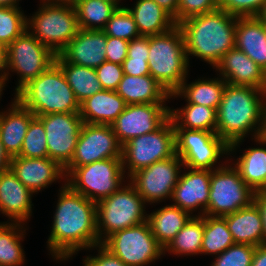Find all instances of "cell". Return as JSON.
<instances>
[{
  "label": "cell",
  "instance_id": "cell-1",
  "mask_svg": "<svg viewBox=\"0 0 266 266\" xmlns=\"http://www.w3.org/2000/svg\"><path fill=\"white\" fill-rule=\"evenodd\" d=\"M47 248L56 261H65L83 249H93L98 239L96 202L62 184Z\"/></svg>",
  "mask_w": 266,
  "mask_h": 266
},
{
  "label": "cell",
  "instance_id": "cell-2",
  "mask_svg": "<svg viewBox=\"0 0 266 266\" xmlns=\"http://www.w3.org/2000/svg\"><path fill=\"white\" fill-rule=\"evenodd\" d=\"M216 113V134L229 145L230 155L249 133L254 138L266 134V90L226 83Z\"/></svg>",
  "mask_w": 266,
  "mask_h": 266
},
{
  "label": "cell",
  "instance_id": "cell-3",
  "mask_svg": "<svg viewBox=\"0 0 266 266\" xmlns=\"http://www.w3.org/2000/svg\"><path fill=\"white\" fill-rule=\"evenodd\" d=\"M237 17L221 9L190 17L178 24L186 54L209 63L212 68L235 47Z\"/></svg>",
  "mask_w": 266,
  "mask_h": 266
},
{
  "label": "cell",
  "instance_id": "cell-4",
  "mask_svg": "<svg viewBox=\"0 0 266 266\" xmlns=\"http://www.w3.org/2000/svg\"><path fill=\"white\" fill-rule=\"evenodd\" d=\"M14 98L35 116L80 110V103L56 62L23 86Z\"/></svg>",
  "mask_w": 266,
  "mask_h": 266
},
{
  "label": "cell",
  "instance_id": "cell-5",
  "mask_svg": "<svg viewBox=\"0 0 266 266\" xmlns=\"http://www.w3.org/2000/svg\"><path fill=\"white\" fill-rule=\"evenodd\" d=\"M189 61L183 32L177 24L164 33L149 36L150 76L169 94L187 78Z\"/></svg>",
  "mask_w": 266,
  "mask_h": 266
},
{
  "label": "cell",
  "instance_id": "cell-6",
  "mask_svg": "<svg viewBox=\"0 0 266 266\" xmlns=\"http://www.w3.org/2000/svg\"><path fill=\"white\" fill-rule=\"evenodd\" d=\"M146 203L129 182L96 203L98 239L147 221Z\"/></svg>",
  "mask_w": 266,
  "mask_h": 266
},
{
  "label": "cell",
  "instance_id": "cell-7",
  "mask_svg": "<svg viewBox=\"0 0 266 266\" xmlns=\"http://www.w3.org/2000/svg\"><path fill=\"white\" fill-rule=\"evenodd\" d=\"M40 6L32 17L27 18L26 28L58 55L79 30L76 9L72 4L42 2Z\"/></svg>",
  "mask_w": 266,
  "mask_h": 266
},
{
  "label": "cell",
  "instance_id": "cell-8",
  "mask_svg": "<svg viewBox=\"0 0 266 266\" xmlns=\"http://www.w3.org/2000/svg\"><path fill=\"white\" fill-rule=\"evenodd\" d=\"M175 154V130L169 117L157 130L132 138L122 146L124 173L129 178L136 171Z\"/></svg>",
  "mask_w": 266,
  "mask_h": 266
},
{
  "label": "cell",
  "instance_id": "cell-9",
  "mask_svg": "<svg viewBox=\"0 0 266 266\" xmlns=\"http://www.w3.org/2000/svg\"><path fill=\"white\" fill-rule=\"evenodd\" d=\"M125 177L122 159L109 158L75 167L66 176V183L75 192L97 203L117 191Z\"/></svg>",
  "mask_w": 266,
  "mask_h": 266
},
{
  "label": "cell",
  "instance_id": "cell-10",
  "mask_svg": "<svg viewBox=\"0 0 266 266\" xmlns=\"http://www.w3.org/2000/svg\"><path fill=\"white\" fill-rule=\"evenodd\" d=\"M174 130L176 154L182 160L184 168L212 171L224 165L217 161L222 156L229 155V145L216 132L186 128Z\"/></svg>",
  "mask_w": 266,
  "mask_h": 266
},
{
  "label": "cell",
  "instance_id": "cell-11",
  "mask_svg": "<svg viewBox=\"0 0 266 266\" xmlns=\"http://www.w3.org/2000/svg\"><path fill=\"white\" fill-rule=\"evenodd\" d=\"M254 191L241 178L230 163L211 171L210 193L205 215L225 216L249 206Z\"/></svg>",
  "mask_w": 266,
  "mask_h": 266
},
{
  "label": "cell",
  "instance_id": "cell-12",
  "mask_svg": "<svg viewBox=\"0 0 266 266\" xmlns=\"http://www.w3.org/2000/svg\"><path fill=\"white\" fill-rule=\"evenodd\" d=\"M101 244L127 266H147L164 255V249L152 234L148 221L118 230Z\"/></svg>",
  "mask_w": 266,
  "mask_h": 266
},
{
  "label": "cell",
  "instance_id": "cell-13",
  "mask_svg": "<svg viewBox=\"0 0 266 266\" xmlns=\"http://www.w3.org/2000/svg\"><path fill=\"white\" fill-rule=\"evenodd\" d=\"M56 55L27 29L6 47L7 71L19 75L15 94L55 62Z\"/></svg>",
  "mask_w": 266,
  "mask_h": 266
},
{
  "label": "cell",
  "instance_id": "cell-14",
  "mask_svg": "<svg viewBox=\"0 0 266 266\" xmlns=\"http://www.w3.org/2000/svg\"><path fill=\"white\" fill-rule=\"evenodd\" d=\"M184 164L175 154L166 160L158 161L133 173L127 182H130L145 203H160L171 199L173 189L182 172Z\"/></svg>",
  "mask_w": 266,
  "mask_h": 266
},
{
  "label": "cell",
  "instance_id": "cell-15",
  "mask_svg": "<svg viewBox=\"0 0 266 266\" xmlns=\"http://www.w3.org/2000/svg\"><path fill=\"white\" fill-rule=\"evenodd\" d=\"M121 157L122 145L111 125L83 123L74 156L64 168L65 175L67 176L75 167Z\"/></svg>",
  "mask_w": 266,
  "mask_h": 266
},
{
  "label": "cell",
  "instance_id": "cell-16",
  "mask_svg": "<svg viewBox=\"0 0 266 266\" xmlns=\"http://www.w3.org/2000/svg\"><path fill=\"white\" fill-rule=\"evenodd\" d=\"M45 129L49 158L65 168L72 160L83 120L79 112L36 116Z\"/></svg>",
  "mask_w": 266,
  "mask_h": 266
},
{
  "label": "cell",
  "instance_id": "cell-17",
  "mask_svg": "<svg viewBox=\"0 0 266 266\" xmlns=\"http://www.w3.org/2000/svg\"><path fill=\"white\" fill-rule=\"evenodd\" d=\"M169 109L166 104L126 105L111 125L119 143L157 130L169 118Z\"/></svg>",
  "mask_w": 266,
  "mask_h": 266
},
{
  "label": "cell",
  "instance_id": "cell-18",
  "mask_svg": "<svg viewBox=\"0 0 266 266\" xmlns=\"http://www.w3.org/2000/svg\"><path fill=\"white\" fill-rule=\"evenodd\" d=\"M188 172L180 174L177 185L173 189V206L188 212L190 215L200 210L196 216H204L208 207L210 193L211 170L186 168ZM193 211V212H192Z\"/></svg>",
  "mask_w": 266,
  "mask_h": 266
},
{
  "label": "cell",
  "instance_id": "cell-19",
  "mask_svg": "<svg viewBox=\"0 0 266 266\" xmlns=\"http://www.w3.org/2000/svg\"><path fill=\"white\" fill-rule=\"evenodd\" d=\"M10 169L34 194L47 188L57 180H65L64 168L50 158L12 157Z\"/></svg>",
  "mask_w": 266,
  "mask_h": 266
},
{
  "label": "cell",
  "instance_id": "cell-20",
  "mask_svg": "<svg viewBox=\"0 0 266 266\" xmlns=\"http://www.w3.org/2000/svg\"><path fill=\"white\" fill-rule=\"evenodd\" d=\"M106 45L102 30L79 29L59 55L71 64L95 69L106 61Z\"/></svg>",
  "mask_w": 266,
  "mask_h": 266
},
{
  "label": "cell",
  "instance_id": "cell-21",
  "mask_svg": "<svg viewBox=\"0 0 266 266\" xmlns=\"http://www.w3.org/2000/svg\"><path fill=\"white\" fill-rule=\"evenodd\" d=\"M214 69L228 84L266 90V72L235 47L222 56Z\"/></svg>",
  "mask_w": 266,
  "mask_h": 266
},
{
  "label": "cell",
  "instance_id": "cell-22",
  "mask_svg": "<svg viewBox=\"0 0 266 266\" xmlns=\"http://www.w3.org/2000/svg\"><path fill=\"white\" fill-rule=\"evenodd\" d=\"M33 192L28 189L11 169L0 174V212L11 223H23L32 215Z\"/></svg>",
  "mask_w": 266,
  "mask_h": 266
},
{
  "label": "cell",
  "instance_id": "cell-23",
  "mask_svg": "<svg viewBox=\"0 0 266 266\" xmlns=\"http://www.w3.org/2000/svg\"><path fill=\"white\" fill-rule=\"evenodd\" d=\"M235 48L266 72V31L258 17H237Z\"/></svg>",
  "mask_w": 266,
  "mask_h": 266
},
{
  "label": "cell",
  "instance_id": "cell-24",
  "mask_svg": "<svg viewBox=\"0 0 266 266\" xmlns=\"http://www.w3.org/2000/svg\"><path fill=\"white\" fill-rule=\"evenodd\" d=\"M35 115L15 98L8 110L0 117V139L11 157L17 156L22 148L28 126Z\"/></svg>",
  "mask_w": 266,
  "mask_h": 266
},
{
  "label": "cell",
  "instance_id": "cell-25",
  "mask_svg": "<svg viewBox=\"0 0 266 266\" xmlns=\"http://www.w3.org/2000/svg\"><path fill=\"white\" fill-rule=\"evenodd\" d=\"M116 92L126 105L165 104L170 96L150 75L136 77L123 74Z\"/></svg>",
  "mask_w": 266,
  "mask_h": 266
},
{
  "label": "cell",
  "instance_id": "cell-26",
  "mask_svg": "<svg viewBox=\"0 0 266 266\" xmlns=\"http://www.w3.org/2000/svg\"><path fill=\"white\" fill-rule=\"evenodd\" d=\"M125 107L116 91L102 90L80 103L79 114L83 123L112 125Z\"/></svg>",
  "mask_w": 266,
  "mask_h": 266
},
{
  "label": "cell",
  "instance_id": "cell-27",
  "mask_svg": "<svg viewBox=\"0 0 266 266\" xmlns=\"http://www.w3.org/2000/svg\"><path fill=\"white\" fill-rule=\"evenodd\" d=\"M223 217L235 243L256 247L264 244L262 216L254 202Z\"/></svg>",
  "mask_w": 266,
  "mask_h": 266
},
{
  "label": "cell",
  "instance_id": "cell-28",
  "mask_svg": "<svg viewBox=\"0 0 266 266\" xmlns=\"http://www.w3.org/2000/svg\"><path fill=\"white\" fill-rule=\"evenodd\" d=\"M253 139L260 147L245 149L232 165L245 183L256 192L266 187V148L261 147L266 146V134Z\"/></svg>",
  "mask_w": 266,
  "mask_h": 266
},
{
  "label": "cell",
  "instance_id": "cell-29",
  "mask_svg": "<svg viewBox=\"0 0 266 266\" xmlns=\"http://www.w3.org/2000/svg\"><path fill=\"white\" fill-rule=\"evenodd\" d=\"M192 216L196 215L169 204L148 214L147 221L157 242L165 249Z\"/></svg>",
  "mask_w": 266,
  "mask_h": 266
},
{
  "label": "cell",
  "instance_id": "cell-30",
  "mask_svg": "<svg viewBox=\"0 0 266 266\" xmlns=\"http://www.w3.org/2000/svg\"><path fill=\"white\" fill-rule=\"evenodd\" d=\"M207 79L202 78L201 80L200 78L190 84L185 79L175 92L170 93L169 99L182 96L187 103L211 107L217 111L223 97L226 82L221 77Z\"/></svg>",
  "mask_w": 266,
  "mask_h": 266
},
{
  "label": "cell",
  "instance_id": "cell-31",
  "mask_svg": "<svg viewBox=\"0 0 266 266\" xmlns=\"http://www.w3.org/2000/svg\"><path fill=\"white\" fill-rule=\"evenodd\" d=\"M132 14L140 36H153L172 29L176 23L154 0H136Z\"/></svg>",
  "mask_w": 266,
  "mask_h": 266
},
{
  "label": "cell",
  "instance_id": "cell-32",
  "mask_svg": "<svg viewBox=\"0 0 266 266\" xmlns=\"http://www.w3.org/2000/svg\"><path fill=\"white\" fill-rule=\"evenodd\" d=\"M55 62L61 67L79 103L103 90L95 69L66 62L59 54Z\"/></svg>",
  "mask_w": 266,
  "mask_h": 266
},
{
  "label": "cell",
  "instance_id": "cell-33",
  "mask_svg": "<svg viewBox=\"0 0 266 266\" xmlns=\"http://www.w3.org/2000/svg\"><path fill=\"white\" fill-rule=\"evenodd\" d=\"M211 107L186 103L183 108L169 109L174 128H186L216 132L217 115Z\"/></svg>",
  "mask_w": 266,
  "mask_h": 266
},
{
  "label": "cell",
  "instance_id": "cell-34",
  "mask_svg": "<svg viewBox=\"0 0 266 266\" xmlns=\"http://www.w3.org/2000/svg\"><path fill=\"white\" fill-rule=\"evenodd\" d=\"M203 232L204 216H192L164 249V255L166 251L181 257L201 254Z\"/></svg>",
  "mask_w": 266,
  "mask_h": 266
},
{
  "label": "cell",
  "instance_id": "cell-35",
  "mask_svg": "<svg viewBox=\"0 0 266 266\" xmlns=\"http://www.w3.org/2000/svg\"><path fill=\"white\" fill-rule=\"evenodd\" d=\"M74 7L79 29L103 30L118 6L102 0H78Z\"/></svg>",
  "mask_w": 266,
  "mask_h": 266
},
{
  "label": "cell",
  "instance_id": "cell-36",
  "mask_svg": "<svg viewBox=\"0 0 266 266\" xmlns=\"http://www.w3.org/2000/svg\"><path fill=\"white\" fill-rule=\"evenodd\" d=\"M22 223L4 222L0 226V265L21 266L25 253L21 241L26 234ZM25 233V234H23Z\"/></svg>",
  "mask_w": 266,
  "mask_h": 266
},
{
  "label": "cell",
  "instance_id": "cell-37",
  "mask_svg": "<svg viewBox=\"0 0 266 266\" xmlns=\"http://www.w3.org/2000/svg\"><path fill=\"white\" fill-rule=\"evenodd\" d=\"M235 244L228 230L226 219L221 216L204 215V232L201 254L219 255Z\"/></svg>",
  "mask_w": 266,
  "mask_h": 266
},
{
  "label": "cell",
  "instance_id": "cell-38",
  "mask_svg": "<svg viewBox=\"0 0 266 266\" xmlns=\"http://www.w3.org/2000/svg\"><path fill=\"white\" fill-rule=\"evenodd\" d=\"M21 7H0V42L11 44L27 28V17Z\"/></svg>",
  "mask_w": 266,
  "mask_h": 266
},
{
  "label": "cell",
  "instance_id": "cell-39",
  "mask_svg": "<svg viewBox=\"0 0 266 266\" xmlns=\"http://www.w3.org/2000/svg\"><path fill=\"white\" fill-rule=\"evenodd\" d=\"M17 156L26 158H49L43 123L35 116L27 129L22 148Z\"/></svg>",
  "mask_w": 266,
  "mask_h": 266
},
{
  "label": "cell",
  "instance_id": "cell-40",
  "mask_svg": "<svg viewBox=\"0 0 266 266\" xmlns=\"http://www.w3.org/2000/svg\"><path fill=\"white\" fill-rule=\"evenodd\" d=\"M107 36L121 38L128 42L139 37L136 22L127 7H118L102 30Z\"/></svg>",
  "mask_w": 266,
  "mask_h": 266
},
{
  "label": "cell",
  "instance_id": "cell-41",
  "mask_svg": "<svg viewBox=\"0 0 266 266\" xmlns=\"http://www.w3.org/2000/svg\"><path fill=\"white\" fill-rule=\"evenodd\" d=\"M256 246L235 243L219 255L211 266H251Z\"/></svg>",
  "mask_w": 266,
  "mask_h": 266
},
{
  "label": "cell",
  "instance_id": "cell-42",
  "mask_svg": "<svg viewBox=\"0 0 266 266\" xmlns=\"http://www.w3.org/2000/svg\"><path fill=\"white\" fill-rule=\"evenodd\" d=\"M266 0H219V9L236 17H257Z\"/></svg>",
  "mask_w": 266,
  "mask_h": 266
},
{
  "label": "cell",
  "instance_id": "cell-43",
  "mask_svg": "<svg viewBox=\"0 0 266 266\" xmlns=\"http://www.w3.org/2000/svg\"><path fill=\"white\" fill-rule=\"evenodd\" d=\"M217 9H219V0H179L177 25L190 17Z\"/></svg>",
  "mask_w": 266,
  "mask_h": 266
},
{
  "label": "cell",
  "instance_id": "cell-44",
  "mask_svg": "<svg viewBox=\"0 0 266 266\" xmlns=\"http://www.w3.org/2000/svg\"><path fill=\"white\" fill-rule=\"evenodd\" d=\"M95 71L103 90L110 91H116L124 74L122 65L109 61L95 68Z\"/></svg>",
  "mask_w": 266,
  "mask_h": 266
},
{
  "label": "cell",
  "instance_id": "cell-45",
  "mask_svg": "<svg viewBox=\"0 0 266 266\" xmlns=\"http://www.w3.org/2000/svg\"><path fill=\"white\" fill-rule=\"evenodd\" d=\"M127 40L107 36L106 61L122 65L128 54Z\"/></svg>",
  "mask_w": 266,
  "mask_h": 266
},
{
  "label": "cell",
  "instance_id": "cell-46",
  "mask_svg": "<svg viewBox=\"0 0 266 266\" xmlns=\"http://www.w3.org/2000/svg\"><path fill=\"white\" fill-rule=\"evenodd\" d=\"M93 248L98 250L97 256H86L83 262L87 266H127L116 255L106 249L101 243Z\"/></svg>",
  "mask_w": 266,
  "mask_h": 266
},
{
  "label": "cell",
  "instance_id": "cell-47",
  "mask_svg": "<svg viewBox=\"0 0 266 266\" xmlns=\"http://www.w3.org/2000/svg\"><path fill=\"white\" fill-rule=\"evenodd\" d=\"M148 58L149 36H139L129 41L126 59H144V61H148Z\"/></svg>",
  "mask_w": 266,
  "mask_h": 266
},
{
  "label": "cell",
  "instance_id": "cell-48",
  "mask_svg": "<svg viewBox=\"0 0 266 266\" xmlns=\"http://www.w3.org/2000/svg\"><path fill=\"white\" fill-rule=\"evenodd\" d=\"M122 68L126 75L136 77L150 75L148 61L144 59H125Z\"/></svg>",
  "mask_w": 266,
  "mask_h": 266
},
{
  "label": "cell",
  "instance_id": "cell-49",
  "mask_svg": "<svg viewBox=\"0 0 266 266\" xmlns=\"http://www.w3.org/2000/svg\"><path fill=\"white\" fill-rule=\"evenodd\" d=\"M253 202L258 206L262 216L264 243H266V192L263 190L256 191Z\"/></svg>",
  "mask_w": 266,
  "mask_h": 266
},
{
  "label": "cell",
  "instance_id": "cell-50",
  "mask_svg": "<svg viewBox=\"0 0 266 266\" xmlns=\"http://www.w3.org/2000/svg\"><path fill=\"white\" fill-rule=\"evenodd\" d=\"M163 10H165L177 24V11L179 0H154Z\"/></svg>",
  "mask_w": 266,
  "mask_h": 266
},
{
  "label": "cell",
  "instance_id": "cell-51",
  "mask_svg": "<svg viewBox=\"0 0 266 266\" xmlns=\"http://www.w3.org/2000/svg\"><path fill=\"white\" fill-rule=\"evenodd\" d=\"M251 266H266V243L256 247Z\"/></svg>",
  "mask_w": 266,
  "mask_h": 266
},
{
  "label": "cell",
  "instance_id": "cell-52",
  "mask_svg": "<svg viewBox=\"0 0 266 266\" xmlns=\"http://www.w3.org/2000/svg\"><path fill=\"white\" fill-rule=\"evenodd\" d=\"M11 160L12 157L5 150L4 145L2 144L0 139V174L10 169Z\"/></svg>",
  "mask_w": 266,
  "mask_h": 266
},
{
  "label": "cell",
  "instance_id": "cell-53",
  "mask_svg": "<svg viewBox=\"0 0 266 266\" xmlns=\"http://www.w3.org/2000/svg\"><path fill=\"white\" fill-rule=\"evenodd\" d=\"M3 72V73H2ZM7 58L6 54H0V84H6L8 81Z\"/></svg>",
  "mask_w": 266,
  "mask_h": 266
},
{
  "label": "cell",
  "instance_id": "cell-54",
  "mask_svg": "<svg viewBox=\"0 0 266 266\" xmlns=\"http://www.w3.org/2000/svg\"><path fill=\"white\" fill-rule=\"evenodd\" d=\"M20 0H0V7H19Z\"/></svg>",
  "mask_w": 266,
  "mask_h": 266
},
{
  "label": "cell",
  "instance_id": "cell-55",
  "mask_svg": "<svg viewBox=\"0 0 266 266\" xmlns=\"http://www.w3.org/2000/svg\"><path fill=\"white\" fill-rule=\"evenodd\" d=\"M46 3H58V4H72L74 5L78 0H40Z\"/></svg>",
  "mask_w": 266,
  "mask_h": 266
},
{
  "label": "cell",
  "instance_id": "cell-56",
  "mask_svg": "<svg viewBox=\"0 0 266 266\" xmlns=\"http://www.w3.org/2000/svg\"><path fill=\"white\" fill-rule=\"evenodd\" d=\"M257 17L263 22H266V2Z\"/></svg>",
  "mask_w": 266,
  "mask_h": 266
},
{
  "label": "cell",
  "instance_id": "cell-57",
  "mask_svg": "<svg viewBox=\"0 0 266 266\" xmlns=\"http://www.w3.org/2000/svg\"><path fill=\"white\" fill-rule=\"evenodd\" d=\"M0 54H6V46L0 42Z\"/></svg>",
  "mask_w": 266,
  "mask_h": 266
},
{
  "label": "cell",
  "instance_id": "cell-58",
  "mask_svg": "<svg viewBox=\"0 0 266 266\" xmlns=\"http://www.w3.org/2000/svg\"><path fill=\"white\" fill-rule=\"evenodd\" d=\"M5 86H6V84H0V98L2 97V96H1L2 93H3L2 91L5 90V89H4ZM2 113H3V111L0 112V117L2 116Z\"/></svg>",
  "mask_w": 266,
  "mask_h": 266
},
{
  "label": "cell",
  "instance_id": "cell-59",
  "mask_svg": "<svg viewBox=\"0 0 266 266\" xmlns=\"http://www.w3.org/2000/svg\"><path fill=\"white\" fill-rule=\"evenodd\" d=\"M102 1H107V2H110V3L116 4V5L122 7V5H119V3H120L121 0H102Z\"/></svg>",
  "mask_w": 266,
  "mask_h": 266
}]
</instances>
